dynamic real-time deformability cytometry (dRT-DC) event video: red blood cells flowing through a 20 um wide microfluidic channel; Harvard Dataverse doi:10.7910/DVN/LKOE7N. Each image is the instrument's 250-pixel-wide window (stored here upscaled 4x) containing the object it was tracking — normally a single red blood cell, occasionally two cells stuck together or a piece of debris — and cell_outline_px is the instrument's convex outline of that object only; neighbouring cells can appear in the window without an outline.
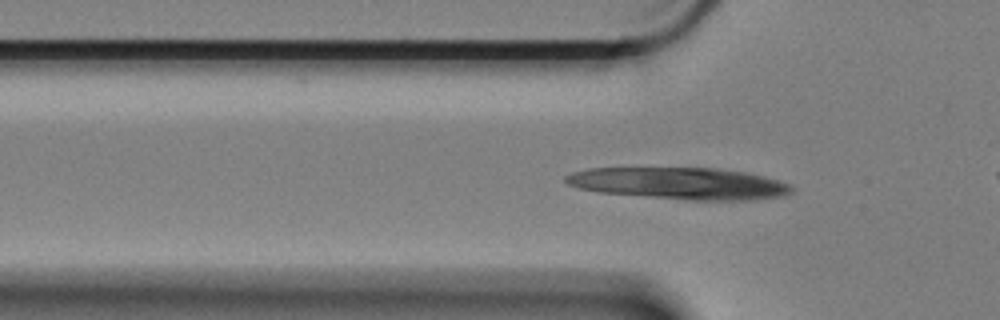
{"species": "Egyptian fruit bat (a non-hibernating species)", "species_latin": "Rousettus aegyptiacus", "temperature_condition": "cold", "stored_images_in_passage": 49, "camera_frame_rate_fps": 3000, "um_per_image_px": 0.085, "animal": {"sex": "female"}, "frame": {"image": 1, "passage_image": 17, "time_ms": 5.333, "image_size_px": [1000, 320], "cell_outline_px": [[788, 192], [772, 196], [660, 196], [604, 192], [584, 188], [572, 184], [564, 180], [568, 176], [576, 172], [592, 168], [708, 168], [736, 172], [756, 176], [772, 180], [784, 184], [788, 188]], "centroid_in_image_um": [57.43, 15.49], "position_along_channel_um": 68.4, "area_um2": 36.7}}
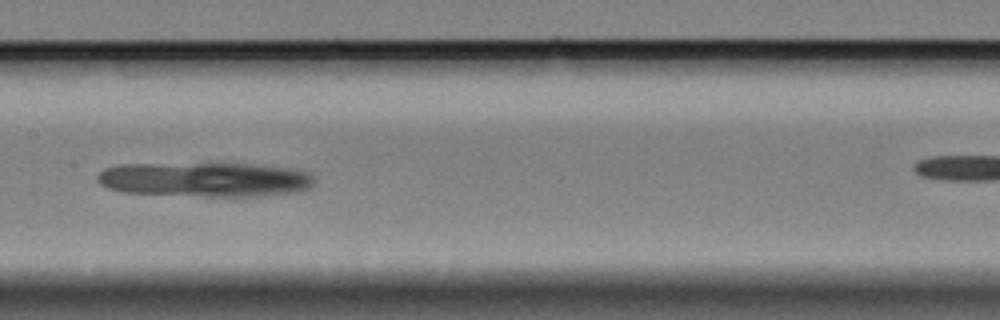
{"frame": {"image": 2, "passage_image": 28, "time_ms": 9.0, "image_size_px": [1000, 320], "cell_outline_px": [[312, 180], [304, 188], [264, 192], [128, 192], [112, 188], [104, 184], [100, 180], [100, 172], [108, 168], [132, 164], [236, 164], [272, 168], [296, 172], [308, 176]], "centroid_in_image_um": [17.1, 15.17], "position_along_channel_um": 190.3, "area_um2": 37.45}}
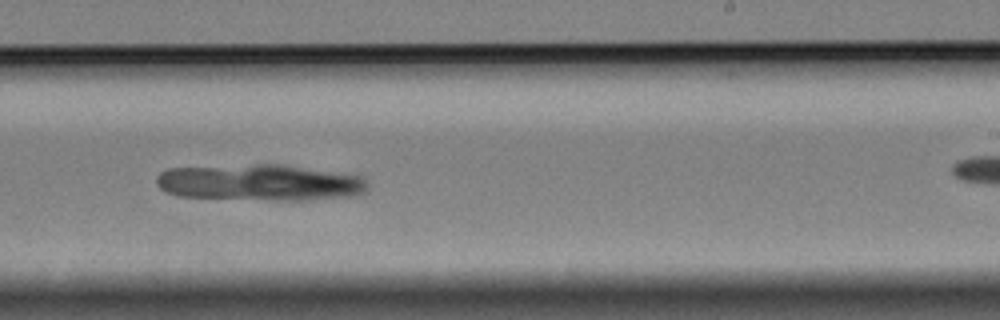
{"frame": {"image": 3, "passage_image": 35, "time_ms": 11.333, "image_size_px": [1000, 320], "cell_outline_px": [[364, 188], [360, 192], [324, 196], [184, 196], [168, 192], [160, 188], [156, 180], [160, 172], [172, 168], [292, 168], [356, 176], [364, 184]], "centroid_in_image_um": [21.78, 15.5], "position_along_channel_um": 267.2, "area_um2": 37.51}}